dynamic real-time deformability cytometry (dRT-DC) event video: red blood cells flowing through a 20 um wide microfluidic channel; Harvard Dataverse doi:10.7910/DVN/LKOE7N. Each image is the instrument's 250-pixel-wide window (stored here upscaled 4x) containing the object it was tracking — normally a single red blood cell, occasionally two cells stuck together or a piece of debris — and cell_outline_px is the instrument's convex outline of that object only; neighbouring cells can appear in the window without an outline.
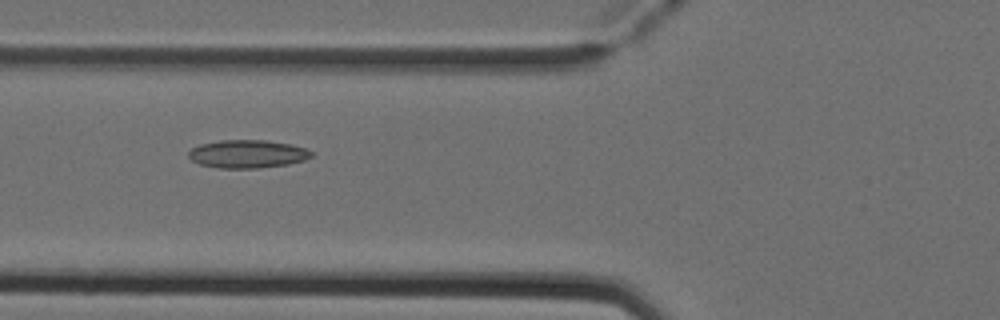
{"species": "Egyptian fruit bat (a non-hibernating species)", "species_latin": "Rousettus aegyptiacus", "temperature_condition": "cold", "stored_images_in_passage": 2, "camera_frame_rate_fps": 3000, "um_per_image_px": 0.085, "animal": {"sex": "female"}, "frame": {"image": 1, "passage_image": 2, "time_ms": 0.333, "image_size_px": [1000, 320], "cell_outline_px": [[312, 156], [304, 160], [288, 164], [260, 168], [220, 168], [200, 164], [192, 160], [188, 156], [188, 152], [192, 148], [200, 144], [220, 140], [264, 140], [288, 144], [308, 148], [312, 152]], "centroid_in_image_um": [21.04, 13.08], "position_along_channel_um": 104.8, "area_um2": 20.06}}